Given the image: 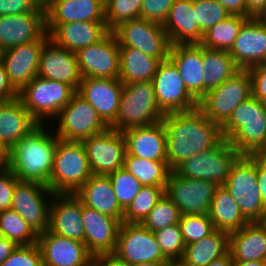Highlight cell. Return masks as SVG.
<instances>
[{"label":"cell","mask_w":266,"mask_h":266,"mask_svg":"<svg viewBox=\"0 0 266 266\" xmlns=\"http://www.w3.org/2000/svg\"><path fill=\"white\" fill-rule=\"evenodd\" d=\"M166 162L171 171L193 155L216 147L223 139L221 126L211 122L196 108L186 112L166 113Z\"/></svg>","instance_id":"obj_1"},{"label":"cell","mask_w":266,"mask_h":266,"mask_svg":"<svg viewBox=\"0 0 266 266\" xmlns=\"http://www.w3.org/2000/svg\"><path fill=\"white\" fill-rule=\"evenodd\" d=\"M39 124L9 149L8 169L19 181L37 182L49 187L58 137ZM53 132V133H51Z\"/></svg>","instance_id":"obj_2"},{"label":"cell","mask_w":266,"mask_h":266,"mask_svg":"<svg viewBox=\"0 0 266 266\" xmlns=\"http://www.w3.org/2000/svg\"><path fill=\"white\" fill-rule=\"evenodd\" d=\"M221 130L241 155H266V104L251 96L234 109Z\"/></svg>","instance_id":"obj_3"},{"label":"cell","mask_w":266,"mask_h":266,"mask_svg":"<svg viewBox=\"0 0 266 266\" xmlns=\"http://www.w3.org/2000/svg\"><path fill=\"white\" fill-rule=\"evenodd\" d=\"M164 115L157 105L152 81L123 84L118 113L109 128L122 132L150 126L162 121Z\"/></svg>","instance_id":"obj_4"},{"label":"cell","mask_w":266,"mask_h":266,"mask_svg":"<svg viewBox=\"0 0 266 266\" xmlns=\"http://www.w3.org/2000/svg\"><path fill=\"white\" fill-rule=\"evenodd\" d=\"M93 175L81 142L58 138L49 188L54 194H75Z\"/></svg>","instance_id":"obj_5"},{"label":"cell","mask_w":266,"mask_h":266,"mask_svg":"<svg viewBox=\"0 0 266 266\" xmlns=\"http://www.w3.org/2000/svg\"><path fill=\"white\" fill-rule=\"evenodd\" d=\"M75 93L66 83L35 76L18 92V98L39 124H50L49 119L55 120Z\"/></svg>","instance_id":"obj_6"},{"label":"cell","mask_w":266,"mask_h":266,"mask_svg":"<svg viewBox=\"0 0 266 266\" xmlns=\"http://www.w3.org/2000/svg\"><path fill=\"white\" fill-rule=\"evenodd\" d=\"M257 182V155H240L223 185L249 222H260L266 209Z\"/></svg>","instance_id":"obj_7"},{"label":"cell","mask_w":266,"mask_h":266,"mask_svg":"<svg viewBox=\"0 0 266 266\" xmlns=\"http://www.w3.org/2000/svg\"><path fill=\"white\" fill-rule=\"evenodd\" d=\"M252 96V79L248 70L240 69L218 87L209 90L198 108L213 123L222 126L234 109Z\"/></svg>","instance_id":"obj_8"},{"label":"cell","mask_w":266,"mask_h":266,"mask_svg":"<svg viewBox=\"0 0 266 266\" xmlns=\"http://www.w3.org/2000/svg\"><path fill=\"white\" fill-rule=\"evenodd\" d=\"M240 155L224 138L216 147L186 159L174 171L184 178L213 181L221 186Z\"/></svg>","instance_id":"obj_9"},{"label":"cell","mask_w":266,"mask_h":266,"mask_svg":"<svg viewBox=\"0 0 266 266\" xmlns=\"http://www.w3.org/2000/svg\"><path fill=\"white\" fill-rule=\"evenodd\" d=\"M54 121L56 123L54 126L57 127L54 128V133L64 141L81 142L109 128L93 106L77 92L61 109Z\"/></svg>","instance_id":"obj_10"},{"label":"cell","mask_w":266,"mask_h":266,"mask_svg":"<svg viewBox=\"0 0 266 266\" xmlns=\"http://www.w3.org/2000/svg\"><path fill=\"white\" fill-rule=\"evenodd\" d=\"M119 46H128L164 61L169 58L171 43L163 26L138 18L123 22L112 31Z\"/></svg>","instance_id":"obj_11"},{"label":"cell","mask_w":266,"mask_h":266,"mask_svg":"<svg viewBox=\"0 0 266 266\" xmlns=\"http://www.w3.org/2000/svg\"><path fill=\"white\" fill-rule=\"evenodd\" d=\"M152 85L157 105L164 114L198 108L199 102L188 92L177 66L170 58L159 63Z\"/></svg>","instance_id":"obj_12"},{"label":"cell","mask_w":266,"mask_h":266,"mask_svg":"<svg viewBox=\"0 0 266 266\" xmlns=\"http://www.w3.org/2000/svg\"><path fill=\"white\" fill-rule=\"evenodd\" d=\"M54 193L37 182L18 181L15 185L11 209L15 210L39 235L49 229L50 205Z\"/></svg>","instance_id":"obj_13"},{"label":"cell","mask_w":266,"mask_h":266,"mask_svg":"<svg viewBox=\"0 0 266 266\" xmlns=\"http://www.w3.org/2000/svg\"><path fill=\"white\" fill-rule=\"evenodd\" d=\"M218 187L213 181L184 178L171 171L165 194L178 207L181 215L209 214Z\"/></svg>","instance_id":"obj_14"},{"label":"cell","mask_w":266,"mask_h":266,"mask_svg":"<svg viewBox=\"0 0 266 266\" xmlns=\"http://www.w3.org/2000/svg\"><path fill=\"white\" fill-rule=\"evenodd\" d=\"M114 253L129 265L141 262L165 263L168 261L163 255L154 233L140 223H121Z\"/></svg>","instance_id":"obj_15"},{"label":"cell","mask_w":266,"mask_h":266,"mask_svg":"<svg viewBox=\"0 0 266 266\" xmlns=\"http://www.w3.org/2000/svg\"><path fill=\"white\" fill-rule=\"evenodd\" d=\"M81 143L94 175H108L123 167L126 142L122 132L108 128Z\"/></svg>","instance_id":"obj_16"},{"label":"cell","mask_w":266,"mask_h":266,"mask_svg":"<svg viewBox=\"0 0 266 266\" xmlns=\"http://www.w3.org/2000/svg\"><path fill=\"white\" fill-rule=\"evenodd\" d=\"M76 57L82 78H119V44L111 31L97 43L80 48Z\"/></svg>","instance_id":"obj_17"},{"label":"cell","mask_w":266,"mask_h":266,"mask_svg":"<svg viewBox=\"0 0 266 266\" xmlns=\"http://www.w3.org/2000/svg\"><path fill=\"white\" fill-rule=\"evenodd\" d=\"M48 38L46 32L38 41L17 45L0 53V62L18 92L37 76L40 52Z\"/></svg>","instance_id":"obj_18"},{"label":"cell","mask_w":266,"mask_h":266,"mask_svg":"<svg viewBox=\"0 0 266 266\" xmlns=\"http://www.w3.org/2000/svg\"><path fill=\"white\" fill-rule=\"evenodd\" d=\"M46 10L0 16V49L38 41L46 33Z\"/></svg>","instance_id":"obj_19"},{"label":"cell","mask_w":266,"mask_h":266,"mask_svg":"<svg viewBox=\"0 0 266 266\" xmlns=\"http://www.w3.org/2000/svg\"><path fill=\"white\" fill-rule=\"evenodd\" d=\"M37 76L66 83L77 92L82 75L76 53L68 51L48 38L40 52Z\"/></svg>","instance_id":"obj_20"},{"label":"cell","mask_w":266,"mask_h":266,"mask_svg":"<svg viewBox=\"0 0 266 266\" xmlns=\"http://www.w3.org/2000/svg\"><path fill=\"white\" fill-rule=\"evenodd\" d=\"M122 90L123 83L119 78L84 77L77 93L93 106L102 121L110 127L118 113Z\"/></svg>","instance_id":"obj_21"},{"label":"cell","mask_w":266,"mask_h":266,"mask_svg":"<svg viewBox=\"0 0 266 266\" xmlns=\"http://www.w3.org/2000/svg\"><path fill=\"white\" fill-rule=\"evenodd\" d=\"M84 244L92 255L114 253L121 222L82 203Z\"/></svg>","instance_id":"obj_22"},{"label":"cell","mask_w":266,"mask_h":266,"mask_svg":"<svg viewBox=\"0 0 266 266\" xmlns=\"http://www.w3.org/2000/svg\"><path fill=\"white\" fill-rule=\"evenodd\" d=\"M228 52L242 70L266 63V24L249 18Z\"/></svg>","instance_id":"obj_23"},{"label":"cell","mask_w":266,"mask_h":266,"mask_svg":"<svg viewBox=\"0 0 266 266\" xmlns=\"http://www.w3.org/2000/svg\"><path fill=\"white\" fill-rule=\"evenodd\" d=\"M43 266H87L93 259L84 243L51 233L38 235Z\"/></svg>","instance_id":"obj_24"},{"label":"cell","mask_w":266,"mask_h":266,"mask_svg":"<svg viewBox=\"0 0 266 266\" xmlns=\"http://www.w3.org/2000/svg\"><path fill=\"white\" fill-rule=\"evenodd\" d=\"M48 230L84 243L82 202L75 194H54L50 205Z\"/></svg>","instance_id":"obj_25"},{"label":"cell","mask_w":266,"mask_h":266,"mask_svg":"<svg viewBox=\"0 0 266 266\" xmlns=\"http://www.w3.org/2000/svg\"><path fill=\"white\" fill-rule=\"evenodd\" d=\"M105 22V5L98 0H49L46 9V31L58 24L73 22Z\"/></svg>","instance_id":"obj_26"},{"label":"cell","mask_w":266,"mask_h":266,"mask_svg":"<svg viewBox=\"0 0 266 266\" xmlns=\"http://www.w3.org/2000/svg\"><path fill=\"white\" fill-rule=\"evenodd\" d=\"M126 155L152 161H166V128L162 121L122 131Z\"/></svg>","instance_id":"obj_27"},{"label":"cell","mask_w":266,"mask_h":266,"mask_svg":"<svg viewBox=\"0 0 266 266\" xmlns=\"http://www.w3.org/2000/svg\"><path fill=\"white\" fill-rule=\"evenodd\" d=\"M169 58L177 66L188 92L199 102L204 97L203 46L171 45Z\"/></svg>","instance_id":"obj_28"},{"label":"cell","mask_w":266,"mask_h":266,"mask_svg":"<svg viewBox=\"0 0 266 266\" xmlns=\"http://www.w3.org/2000/svg\"><path fill=\"white\" fill-rule=\"evenodd\" d=\"M75 195L84 206L123 222L124 209L120 206L108 175H92Z\"/></svg>","instance_id":"obj_29"},{"label":"cell","mask_w":266,"mask_h":266,"mask_svg":"<svg viewBox=\"0 0 266 266\" xmlns=\"http://www.w3.org/2000/svg\"><path fill=\"white\" fill-rule=\"evenodd\" d=\"M162 26L171 45L199 43L203 36L189 0H175Z\"/></svg>","instance_id":"obj_30"},{"label":"cell","mask_w":266,"mask_h":266,"mask_svg":"<svg viewBox=\"0 0 266 266\" xmlns=\"http://www.w3.org/2000/svg\"><path fill=\"white\" fill-rule=\"evenodd\" d=\"M108 32L106 22L61 23L49 33V38L57 45L76 53L80 48L97 43Z\"/></svg>","instance_id":"obj_31"},{"label":"cell","mask_w":266,"mask_h":266,"mask_svg":"<svg viewBox=\"0 0 266 266\" xmlns=\"http://www.w3.org/2000/svg\"><path fill=\"white\" fill-rule=\"evenodd\" d=\"M228 250L237 261H266V227L249 222L229 234Z\"/></svg>","instance_id":"obj_32"},{"label":"cell","mask_w":266,"mask_h":266,"mask_svg":"<svg viewBox=\"0 0 266 266\" xmlns=\"http://www.w3.org/2000/svg\"><path fill=\"white\" fill-rule=\"evenodd\" d=\"M38 125L18 97L0 103V141L7 148L10 149Z\"/></svg>","instance_id":"obj_33"},{"label":"cell","mask_w":266,"mask_h":266,"mask_svg":"<svg viewBox=\"0 0 266 266\" xmlns=\"http://www.w3.org/2000/svg\"><path fill=\"white\" fill-rule=\"evenodd\" d=\"M119 60V80L123 84L152 81L161 62L128 46H119Z\"/></svg>","instance_id":"obj_34"},{"label":"cell","mask_w":266,"mask_h":266,"mask_svg":"<svg viewBox=\"0 0 266 266\" xmlns=\"http://www.w3.org/2000/svg\"><path fill=\"white\" fill-rule=\"evenodd\" d=\"M208 215L214 229L228 234L249 223L235 199L223 185L217 188Z\"/></svg>","instance_id":"obj_35"},{"label":"cell","mask_w":266,"mask_h":266,"mask_svg":"<svg viewBox=\"0 0 266 266\" xmlns=\"http://www.w3.org/2000/svg\"><path fill=\"white\" fill-rule=\"evenodd\" d=\"M228 246L229 234L215 229L201 240L187 244L181 260L186 266H207L212 260L223 256Z\"/></svg>","instance_id":"obj_36"},{"label":"cell","mask_w":266,"mask_h":266,"mask_svg":"<svg viewBox=\"0 0 266 266\" xmlns=\"http://www.w3.org/2000/svg\"><path fill=\"white\" fill-rule=\"evenodd\" d=\"M204 96L231 78L240 69L226 50L203 47Z\"/></svg>","instance_id":"obj_37"},{"label":"cell","mask_w":266,"mask_h":266,"mask_svg":"<svg viewBox=\"0 0 266 266\" xmlns=\"http://www.w3.org/2000/svg\"><path fill=\"white\" fill-rule=\"evenodd\" d=\"M143 187H166L171 170L166 161H152L125 155L124 165Z\"/></svg>","instance_id":"obj_38"},{"label":"cell","mask_w":266,"mask_h":266,"mask_svg":"<svg viewBox=\"0 0 266 266\" xmlns=\"http://www.w3.org/2000/svg\"><path fill=\"white\" fill-rule=\"evenodd\" d=\"M247 17L232 16L218 22L203 33L199 44L208 49L229 51L238 37L242 25L248 20Z\"/></svg>","instance_id":"obj_39"},{"label":"cell","mask_w":266,"mask_h":266,"mask_svg":"<svg viewBox=\"0 0 266 266\" xmlns=\"http://www.w3.org/2000/svg\"><path fill=\"white\" fill-rule=\"evenodd\" d=\"M0 232L4 238L17 245L36 244L38 235L27 222L13 209L0 212Z\"/></svg>","instance_id":"obj_40"},{"label":"cell","mask_w":266,"mask_h":266,"mask_svg":"<svg viewBox=\"0 0 266 266\" xmlns=\"http://www.w3.org/2000/svg\"><path fill=\"white\" fill-rule=\"evenodd\" d=\"M165 193V187H142L130 205L124 210L123 222L141 223Z\"/></svg>","instance_id":"obj_41"},{"label":"cell","mask_w":266,"mask_h":266,"mask_svg":"<svg viewBox=\"0 0 266 266\" xmlns=\"http://www.w3.org/2000/svg\"><path fill=\"white\" fill-rule=\"evenodd\" d=\"M180 216L178 207L164 193L140 224L149 231L155 232L166 226L179 223Z\"/></svg>","instance_id":"obj_42"},{"label":"cell","mask_w":266,"mask_h":266,"mask_svg":"<svg viewBox=\"0 0 266 266\" xmlns=\"http://www.w3.org/2000/svg\"><path fill=\"white\" fill-rule=\"evenodd\" d=\"M143 0H108L105 5V22L108 31L119 24L140 18Z\"/></svg>","instance_id":"obj_43"},{"label":"cell","mask_w":266,"mask_h":266,"mask_svg":"<svg viewBox=\"0 0 266 266\" xmlns=\"http://www.w3.org/2000/svg\"><path fill=\"white\" fill-rule=\"evenodd\" d=\"M108 177L120 206L125 210L143 186L123 167L108 174Z\"/></svg>","instance_id":"obj_44"},{"label":"cell","mask_w":266,"mask_h":266,"mask_svg":"<svg viewBox=\"0 0 266 266\" xmlns=\"http://www.w3.org/2000/svg\"><path fill=\"white\" fill-rule=\"evenodd\" d=\"M179 225L185 245L199 241L215 230L208 214L181 215Z\"/></svg>","instance_id":"obj_45"},{"label":"cell","mask_w":266,"mask_h":266,"mask_svg":"<svg viewBox=\"0 0 266 266\" xmlns=\"http://www.w3.org/2000/svg\"><path fill=\"white\" fill-rule=\"evenodd\" d=\"M153 233L163 255L168 260H181L186 245L182 238L179 223L166 226Z\"/></svg>","instance_id":"obj_46"},{"label":"cell","mask_w":266,"mask_h":266,"mask_svg":"<svg viewBox=\"0 0 266 266\" xmlns=\"http://www.w3.org/2000/svg\"><path fill=\"white\" fill-rule=\"evenodd\" d=\"M193 8L202 33L230 16L227 9L216 0L193 1Z\"/></svg>","instance_id":"obj_47"},{"label":"cell","mask_w":266,"mask_h":266,"mask_svg":"<svg viewBox=\"0 0 266 266\" xmlns=\"http://www.w3.org/2000/svg\"><path fill=\"white\" fill-rule=\"evenodd\" d=\"M1 266H43L39 245H18Z\"/></svg>","instance_id":"obj_48"},{"label":"cell","mask_w":266,"mask_h":266,"mask_svg":"<svg viewBox=\"0 0 266 266\" xmlns=\"http://www.w3.org/2000/svg\"><path fill=\"white\" fill-rule=\"evenodd\" d=\"M175 0H143L140 18L163 25Z\"/></svg>","instance_id":"obj_49"},{"label":"cell","mask_w":266,"mask_h":266,"mask_svg":"<svg viewBox=\"0 0 266 266\" xmlns=\"http://www.w3.org/2000/svg\"><path fill=\"white\" fill-rule=\"evenodd\" d=\"M19 179L9 170L0 172V212L11 209L12 197Z\"/></svg>","instance_id":"obj_50"},{"label":"cell","mask_w":266,"mask_h":266,"mask_svg":"<svg viewBox=\"0 0 266 266\" xmlns=\"http://www.w3.org/2000/svg\"><path fill=\"white\" fill-rule=\"evenodd\" d=\"M252 79V96L266 104V63L248 69Z\"/></svg>","instance_id":"obj_51"},{"label":"cell","mask_w":266,"mask_h":266,"mask_svg":"<svg viewBox=\"0 0 266 266\" xmlns=\"http://www.w3.org/2000/svg\"><path fill=\"white\" fill-rule=\"evenodd\" d=\"M36 7L30 0H0V16L32 12Z\"/></svg>","instance_id":"obj_52"},{"label":"cell","mask_w":266,"mask_h":266,"mask_svg":"<svg viewBox=\"0 0 266 266\" xmlns=\"http://www.w3.org/2000/svg\"><path fill=\"white\" fill-rule=\"evenodd\" d=\"M18 97V91L10 83L8 74L0 62V103L11 101Z\"/></svg>","instance_id":"obj_53"},{"label":"cell","mask_w":266,"mask_h":266,"mask_svg":"<svg viewBox=\"0 0 266 266\" xmlns=\"http://www.w3.org/2000/svg\"><path fill=\"white\" fill-rule=\"evenodd\" d=\"M257 185L260 190V197L266 208V155H257Z\"/></svg>","instance_id":"obj_54"},{"label":"cell","mask_w":266,"mask_h":266,"mask_svg":"<svg viewBox=\"0 0 266 266\" xmlns=\"http://www.w3.org/2000/svg\"><path fill=\"white\" fill-rule=\"evenodd\" d=\"M224 8L227 9L228 13L232 16H241L252 18L253 16L247 11V5L245 0H216Z\"/></svg>","instance_id":"obj_55"},{"label":"cell","mask_w":266,"mask_h":266,"mask_svg":"<svg viewBox=\"0 0 266 266\" xmlns=\"http://www.w3.org/2000/svg\"><path fill=\"white\" fill-rule=\"evenodd\" d=\"M92 261L97 266H130L127 262L120 259L115 253L95 255L93 256Z\"/></svg>","instance_id":"obj_56"},{"label":"cell","mask_w":266,"mask_h":266,"mask_svg":"<svg viewBox=\"0 0 266 266\" xmlns=\"http://www.w3.org/2000/svg\"><path fill=\"white\" fill-rule=\"evenodd\" d=\"M18 245L7 238L0 239V266L12 254Z\"/></svg>","instance_id":"obj_57"},{"label":"cell","mask_w":266,"mask_h":266,"mask_svg":"<svg viewBox=\"0 0 266 266\" xmlns=\"http://www.w3.org/2000/svg\"><path fill=\"white\" fill-rule=\"evenodd\" d=\"M266 0H245L247 11L254 17L264 6Z\"/></svg>","instance_id":"obj_58"},{"label":"cell","mask_w":266,"mask_h":266,"mask_svg":"<svg viewBox=\"0 0 266 266\" xmlns=\"http://www.w3.org/2000/svg\"><path fill=\"white\" fill-rule=\"evenodd\" d=\"M233 262L229 250L221 257L212 260L207 266H231Z\"/></svg>","instance_id":"obj_59"},{"label":"cell","mask_w":266,"mask_h":266,"mask_svg":"<svg viewBox=\"0 0 266 266\" xmlns=\"http://www.w3.org/2000/svg\"><path fill=\"white\" fill-rule=\"evenodd\" d=\"M0 166L3 169L9 167V148L0 141Z\"/></svg>","instance_id":"obj_60"},{"label":"cell","mask_w":266,"mask_h":266,"mask_svg":"<svg viewBox=\"0 0 266 266\" xmlns=\"http://www.w3.org/2000/svg\"><path fill=\"white\" fill-rule=\"evenodd\" d=\"M231 266H266V261H237V260H233Z\"/></svg>","instance_id":"obj_61"},{"label":"cell","mask_w":266,"mask_h":266,"mask_svg":"<svg viewBox=\"0 0 266 266\" xmlns=\"http://www.w3.org/2000/svg\"><path fill=\"white\" fill-rule=\"evenodd\" d=\"M254 18L266 24V1L264 3L263 8L254 16Z\"/></svg>","instance_id":"obj_62"},{"label":"cell","mask_w":266,"mask_h":266,"mask_svg":"<svg viewBox=\"0 0 266 266\" xmlns=\"http://www.w3.org/2000/svg\"><path fill=\"white\" fill-rule=\"evenodd\" d=\"M33 2L37 7L43 8L44 10L47 9L49 0H30Z\"/></svg>","instance_id":"obj_63"},{"label":"cell","mask_w":266,"mask_h":266,"mask_svg":"<svg viewBox=\"0 0 266 266\" xmlns=\"http://www.w3.org/2000/svg\"><path fill=\"white\" fill-rule=\"evenodd\" d=\"M164 266H186V264L182 260H168Z\"/></svg>","instance_id":"obj_64"},{"label":"cell","mask_w":266,"mask_h":266,"mask_svg":"<svg viewBox=\"0 0 266 266\" xmlns=\"http://www.w3.org/2000/svg\"><path fill=\"white\" fill-rule=\"evenodd\" d=\"M130 266H164V263H148V262H141L135 263Z\"/></svg>","instance_id":"obj_65"},{"label":"cell","mask_w":266,"mask_h":266,"mask_svg":"<svg viewBox=\"0 0 266 266\" xmlns=\"http://www.w3.org/2000/svg\"><path fill=\"white\" fill-rule=\"evenodd\" d=\"M260 222L266 227V209L264 211L263 218H262V220Z\"/></svg>","instance_id":"obj_66"},{"label":"cell","mask_w":266,"mask_h":266,"mask_svg":"<svg viewBox=\"0 0 266 266\" xmlns=\"http://www.w3.org/2000/svg\"><path fill=\"white\" fill-rule=\"evenodd\" d=\"M87 266H97L93 261H91Z\"/></svg>","instance_id":"obj_67"},{"label":"cell","mask_w":266,"mask_h":266,"mask_svg":"<svg viewBox=\"0 0 266 266\" xmlns=\"http://www.w3.org/2000/svg\"><path fill=\"white\" fill-rule=\"evenodd\" d=\"M100 2H102L104 5H106V3L108 2V0H98Z\"/></svg>","instance_id":"obj_68"}]
</instances>
